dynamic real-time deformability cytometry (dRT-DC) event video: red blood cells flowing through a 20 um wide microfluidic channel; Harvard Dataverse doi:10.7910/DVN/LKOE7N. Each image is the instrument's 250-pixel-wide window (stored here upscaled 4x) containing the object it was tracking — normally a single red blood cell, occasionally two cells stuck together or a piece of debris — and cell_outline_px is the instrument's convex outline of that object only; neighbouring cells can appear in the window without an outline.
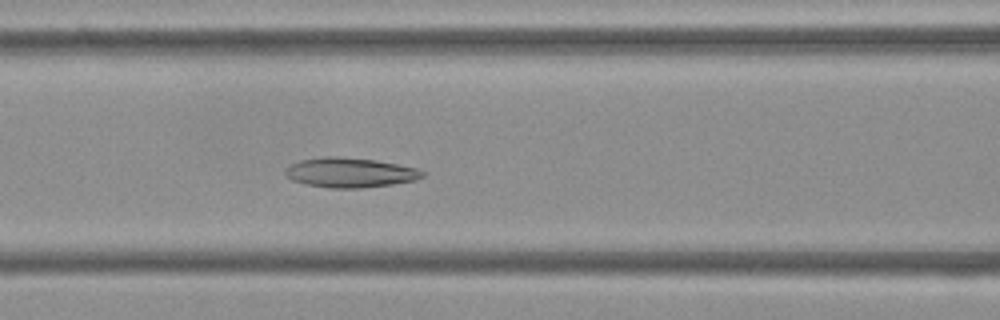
{"species": "Egyptian fruit bat (a non-hibernating species)", "species_latin": "Rousettus aegyptiacus", "temperature_condition": "cold", "stored_images_in_passage": 54, "camera_frame_rate_fps": 3000, "um_per_image_px": 0.085, "frame": {"image": 1, "passage_image": 23, "time_ms": 7.333, "image_size_px": [1000, 320], "cell_outline_px": [[428, 172], [424, 176], [412, 180], [392, 184], [360, 188], [328, 188], [304, 184], [292, 180], [284, 176], [284, 168], [300, 160], [320, 156], [340, 156], [376, 160], [416, 168]], "centroid_in_image_um": [29.69, 14.66], "position_along_channel_um": 136.9, "area_um2": 23.99}}
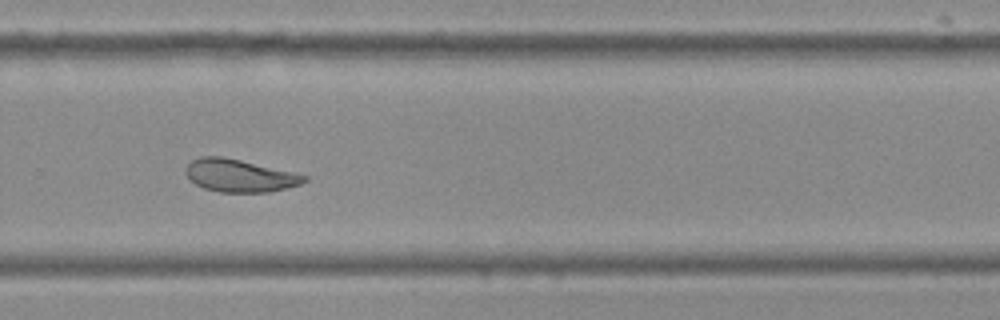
{"frame": {"image": 2, "passage_image": 37, "time_ms": 12.0, "image_size_px": [1000, 320], "cell_outline_px": [[308, 180], [300, 184], [272, 192], [220, 192], [204, 188], [196, 184], [184, 172], [184, 168], [192, 160], [200, 156], [220, 156], [240, 160], [292, 172], [308, 176]], "centroid_in_image_um": [20.35, 14.93], "position_along_channel_um": 309.4, "area_um2": 22.37}}
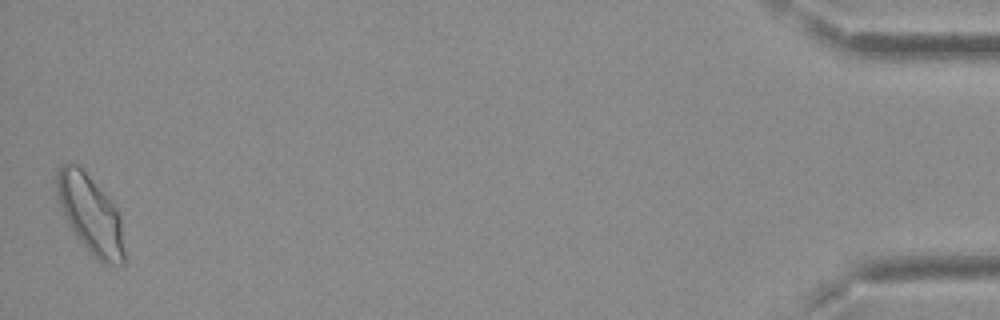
{"frame": {"image": 3, "passage_image": 54, "time_ms": 17.667, "image_size_px": [1000, 320], "cell_outline_px": [[124, 264], [104, 264], [88, 252], [76, 236], [64, 216], [56, 196], [56, 172], [64, 164], [76, 164], [108, 196], [116, 208], [120, 216], [124, 252]], "centroid_in_image_um": [7.68, 18.24], "position_along_channel_um": 427.5, "area_um2": 30.52}, "authors_computed_cell_mechanics": {"area_um2": 24.7095, "velocity_mm_per_s": 3.7088, "shape_relaxation_time_tau1_ms": null, "shape_relaxation_time_tau2_ms": 4.4124, "deformation_change_tau1": null, "deformation_change_tau2": 0.1109}}